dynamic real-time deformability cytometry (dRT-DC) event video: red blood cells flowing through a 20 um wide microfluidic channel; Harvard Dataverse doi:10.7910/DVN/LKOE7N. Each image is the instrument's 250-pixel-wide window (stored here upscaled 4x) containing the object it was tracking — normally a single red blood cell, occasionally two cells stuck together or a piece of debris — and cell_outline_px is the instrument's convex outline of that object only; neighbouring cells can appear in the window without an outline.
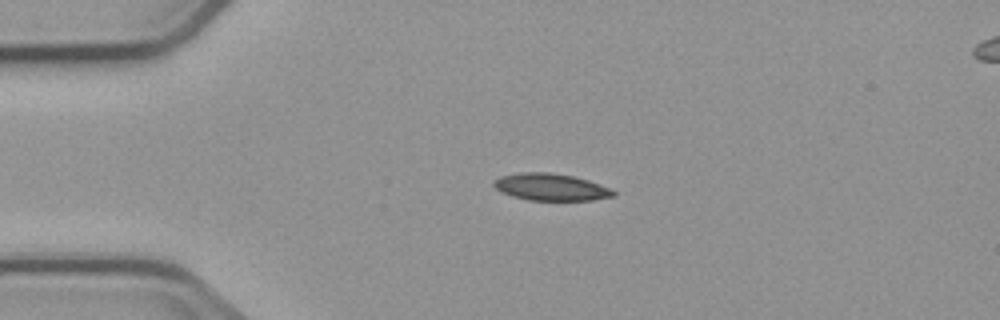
{"species": "common noctule bat (a hibernating species)", "species_latin": "Nyctalus noctula", "temperature_condition": "cold", "stored_images_in_passage": 5, "segment_of_instrument_passage": [1, 2], "camera_frame_rate_fps": 3000, "um_per_image_px": 0.085, "animal": {"sex": "male", "body_mass_g": 23.1, "forearm_length_mm": 52.7}, "frame": {"image": 1, "passage_image": 3, "time_ms": 2.333, "image_size_px": [1000, 320], "cell_outline_px": [[616, 196], [592, 200], [528, 200], [512, 196], [496, 188], [492, 184], [500, 176], [520, 172], [548, 172], [572, 176], [588, 180], [612, 188], [616, 192]], "centroid_in_image_um": [46.87, 15.9], "position_along_channel_um": 38.1, "area_um2": 18.79}}